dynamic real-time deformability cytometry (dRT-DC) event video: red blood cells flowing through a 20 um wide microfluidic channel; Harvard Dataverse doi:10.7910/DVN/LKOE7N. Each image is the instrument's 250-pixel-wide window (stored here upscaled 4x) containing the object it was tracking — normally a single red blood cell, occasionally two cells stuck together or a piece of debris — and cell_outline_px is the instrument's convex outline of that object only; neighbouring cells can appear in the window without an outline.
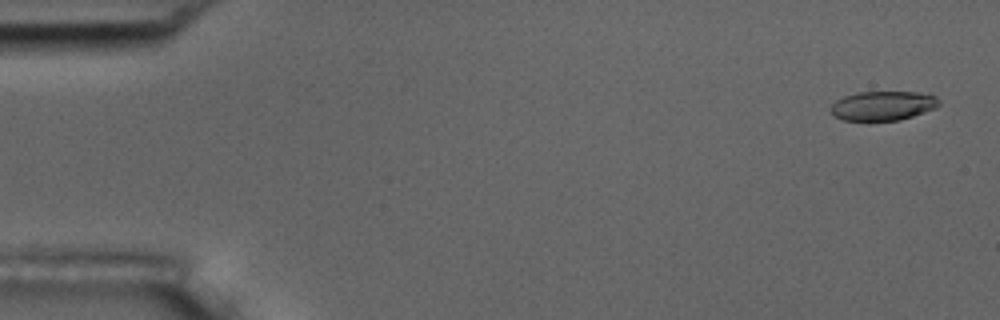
{"species": "common noctule bat (a hibernating species)", "species_latin": "Nyctalus noctula", "temperature_condition": "room temperature", "stored_images_in_passage": 5, "camera_frame_rate_fps": 3000, "um_per_image_px": 0.085, "animal": {"sex": "male", "body_mass_g": 17.5, "forearm_length_mm": 52.3}, "frame": {"image": 1, "passage_image": 1, "time_ms": 0.0, "image_size_px": [1000, 320], "cell_outline_px": [[940, 104], [936, 108], [900, 120], [844, 120], [832, 116], [828, 108], [836, 100], [844, 96], [860, 92], [916, 92], [936, 96], [940, 100]], "centroid_in_image_um": [75.02, 8.99], "position_along_channel_um": 10.0, "area_um2": 18.55}}
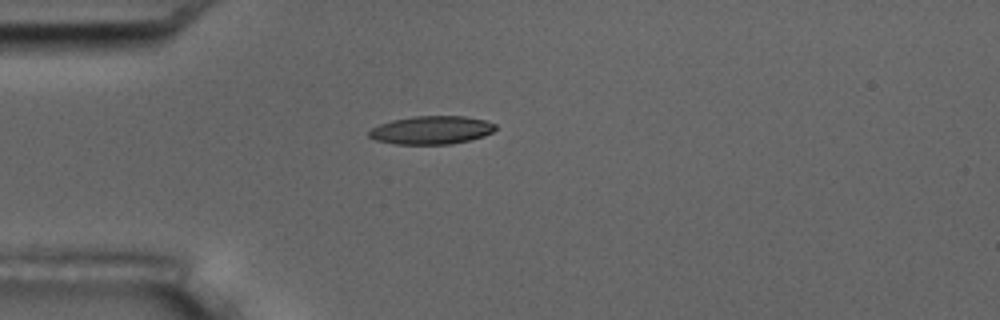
{"frame": {"image": 2, "passage_image": 5, "time_ms": 4.333, "image_size_px": [1000, 320], "cell_outline_px": [[496, 128], [492, 132], [484, 136], [452, 144], [396, 144], [376, 140], [368, 136], [368, 132], [372, 128], [380, 124], [392, 120], [412, 116], [464, 116], [484, 120], [496, 124]], "centroid_in_image_um": [36.67, 11.05], "position_along_channel_um": 48.3, "area_um2": 20.75}}